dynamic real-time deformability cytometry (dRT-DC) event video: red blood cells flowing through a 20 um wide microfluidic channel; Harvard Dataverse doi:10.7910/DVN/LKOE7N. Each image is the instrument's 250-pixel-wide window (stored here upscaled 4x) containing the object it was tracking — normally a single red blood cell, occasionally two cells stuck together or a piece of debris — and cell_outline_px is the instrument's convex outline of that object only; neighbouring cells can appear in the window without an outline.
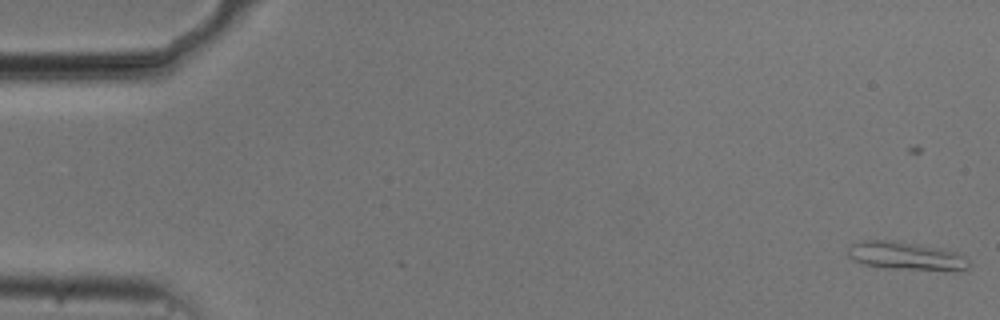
{"species": "common noctule bat (a hibernating species)", "species_latin": "Nyctalus noctula", "temperature_condition": "cold", "stored_images_in_passage": 58, "camera_frame_rate_fps": 3000, "um_per_image_px": 0.085, "animal": {"sex": "male", "body_mass_g": 20.5, "forearm_length_mm": 52.5}, "frame": {"image": 1, "passage_image": 4, "time_ms": 1.0, "image_size_px": [1000, 320], "cell_outline_px": [[972, 264], [968, 268], [884, 268], [864, 264], [852, 260], [848, 256], [848, 248], [852, 244], [860, 240], [900, 240], [944, 248], [964, 252], [968, 256]], "centroid_in_image_um": [77.02, 21.69], "position_along_channel_um": 8.0, "area_um2": 19.94}}
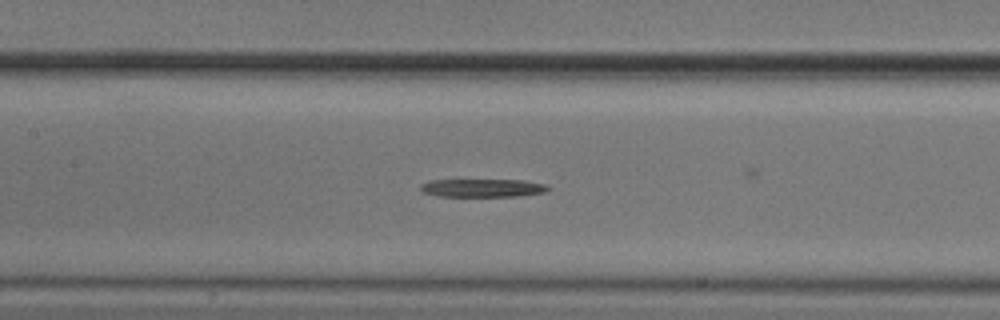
{"frame": {"image": 2, "passage_image": 28, "time_ms": 9.0, "image_size_px": [1000, 320], "cell_outline_px": [[548, 188], [544, 192], [520, 196], [440, 196], [420, 192], [420, 184], [428, 180], [524, 180], [548, 184]], "centroid_in_image_um": [40.99, 15.97], "position_along_channel_um": 166.4, "area_um2": 13.53}}
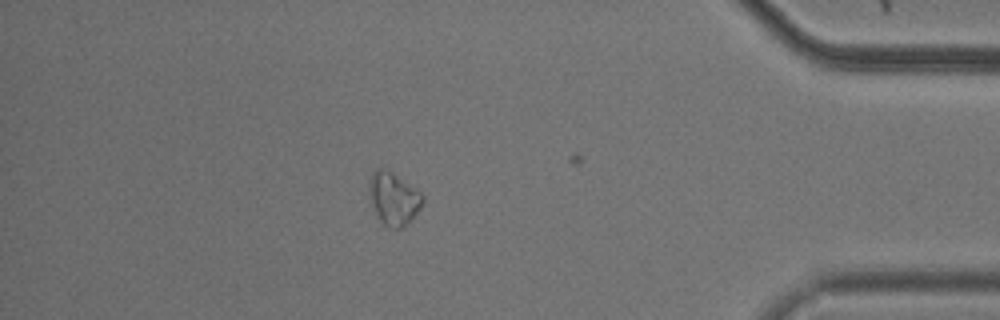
{"frame": {"image": 3, "passage_image": 50, "time_ms": 16.333, "image_size_px": [1000, 320], "cell_outline_px": [[424, 200], [420, 208], [400, 228], [392, 228], [384, 224], [376, 216], [372, 204], [368, 188], [368, 184], [372, 172], [376, 168], [384, 168], [392, 172], [416, 188], [424, 196]], "centroid_in_image_um": [33.43, 16.83], "position_along_channel_um": 401.8, "area_um2": 16.18}}